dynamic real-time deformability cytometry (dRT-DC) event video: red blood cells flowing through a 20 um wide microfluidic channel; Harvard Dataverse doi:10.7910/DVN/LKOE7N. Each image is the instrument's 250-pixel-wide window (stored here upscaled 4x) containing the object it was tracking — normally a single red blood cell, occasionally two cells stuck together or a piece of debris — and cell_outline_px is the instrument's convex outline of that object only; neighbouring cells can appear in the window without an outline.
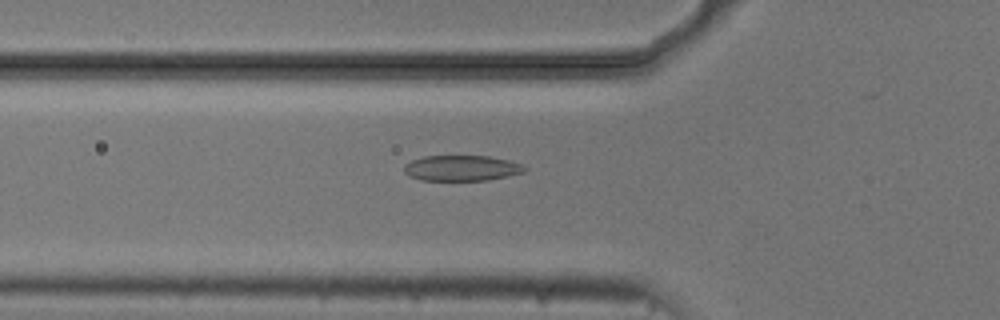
{"species": "common noctule bat (a hibernating species)", "species_latin": "Nyctalus noctula", "temperature_condition": "cold", "stored_images_in_passage": 19, "camera_frame_rate_fps": 3000, "um_per_image_px": 0.085, "animal": {"sex": "male", "body_mass_g": 20.5, "forearm_length_mm": 52.5}, "frame": {"image": 1, "passage_image": 5, "time_ms": 1.333, "image_size_px": [1000, 320], "cell_outline_px": [[528, 168], [524, 172], [508, 176], [488, 180], [420, 180], [404, 172], [404, 164], [412, 160], [424, 156], [488, 156], [508, 160], [520, 164]], "centroid_in_image_um": [39.24, 14.29], "position_along_channel_um": 86.6, "area_um2": 17.86}}
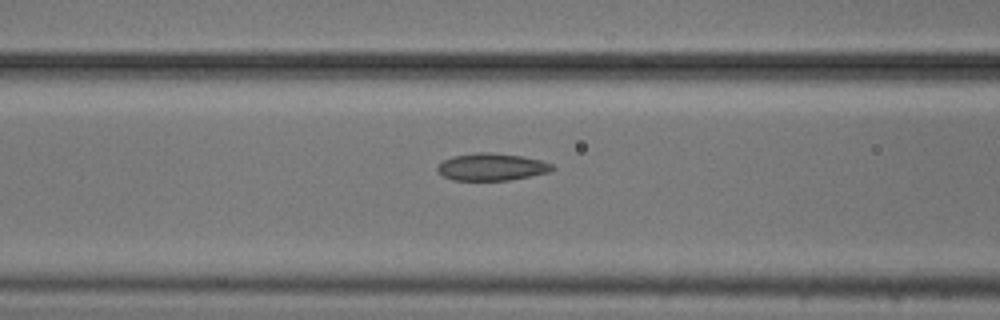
{"frame": {"image": 2, "passage_image": 8, "time_ms": 2.333, "image_size_px": [1000, 320], "cell_outline_px": [[556, 168], [548, 172], [508, 180], [452, 180], [444, 176], [436, 168], [444, 160], [452, 156], [476, 152], [492, 152], [520, 156], [540, 160], [552, 164]], "centroid_in_image_um": [41.78, 14.18], "position_along_channel_um": 124.8, "area_um2": 18.03}}
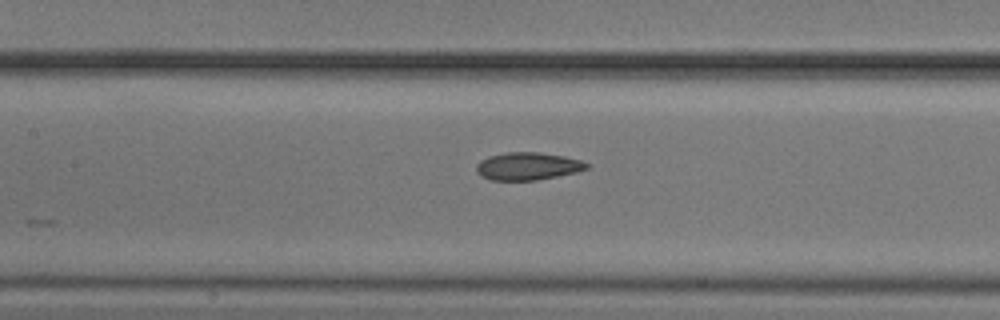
{"frame": {"image": 3, "passage_image": 11, "time_ms": 3.333, "image_size_px": [1000, 320], "cell_outline_px": [[588, 168], [576, 172], [536, 180], [492, 180], [480, 176], [476, 172], [476, 164], [480, 160], [488, 156], [508, 152], [540, 152], [564, 156], [580, 160], [588, 164]], "centroid_in_image_um": [44.81, 14.12], "position_along_channel_um": 162.6, "area_um2": 17.74}}